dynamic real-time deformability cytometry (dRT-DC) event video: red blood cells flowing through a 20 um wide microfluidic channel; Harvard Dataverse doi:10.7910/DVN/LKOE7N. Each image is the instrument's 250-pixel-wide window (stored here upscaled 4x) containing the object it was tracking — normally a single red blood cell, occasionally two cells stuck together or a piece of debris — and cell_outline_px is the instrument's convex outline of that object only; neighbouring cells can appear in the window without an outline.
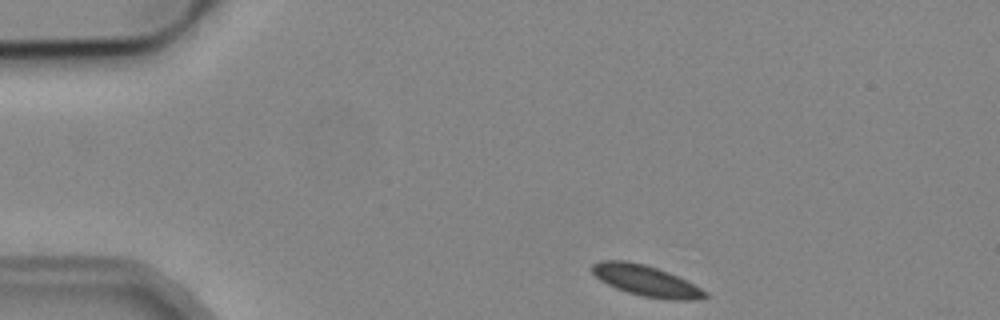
{"species": "common noctule bat (a hibernating species)", "species_latin": "Nyctalus noctula", "temperature_condition": "cold", "stored_images_in_passage": 3, "camera_frame_rate_fps": 3000, "um_per_image_px": 0.085, "animal": {"sex": "male", "body_mass_g": 19.2, "forearm_length_mm": 51.8}, "frame": {"image": 1, "passage_image": 1, "time_ms": 0.0, "image_size_px": [1000, 320], "cell_outline_px": [[708, 296], [696, 300], [672, 300], [640, 296], [616, 288], [600, 280], [592, 272], [592, 264], [600, 260], [624, 260], [644, 264], [668, 272], [708, 292]], "centroid_in_image_um": [54.89, 23.86], "position_along_channel_um": 30.1, "area_um2": 20.11}}